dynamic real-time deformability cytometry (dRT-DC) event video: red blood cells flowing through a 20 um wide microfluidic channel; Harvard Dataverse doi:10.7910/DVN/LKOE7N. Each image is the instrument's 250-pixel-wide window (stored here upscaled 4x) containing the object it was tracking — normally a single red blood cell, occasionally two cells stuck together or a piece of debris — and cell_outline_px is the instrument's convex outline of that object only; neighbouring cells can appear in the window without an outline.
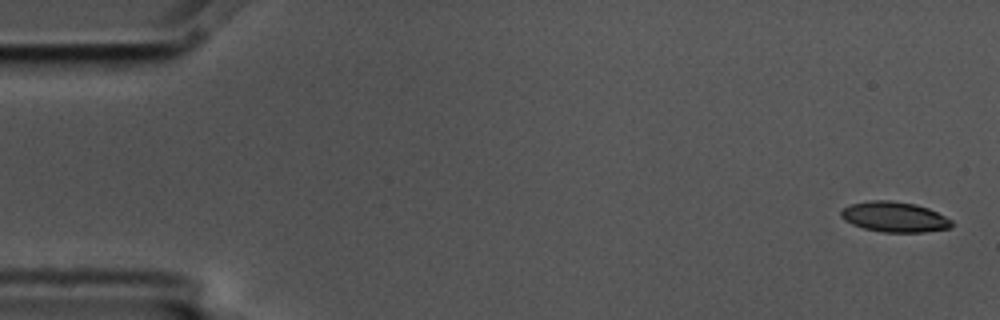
{"species": "common noctule bat (a hibernating species)", "species_latin": "Nyctalus noctula", "temperature_condition": "cold", "stored_images_in_passage": 4, "camera_frame_rate_fps": 3000, "um_per_image_px": 0.085, "animal": {"sex": "male", "body_mass_g": 17.5, "forearm_length_mm": 52.3}, "frame": {"image": 1, "passage_image": 1, "time_ms": 0.0, "image_size_px": [1000, 320], "cell_outline_px": [[952, 224], [948, 228], [924, 232], [884, 232], [864, 228], [852, 224], [844, 220], [840, 216], [840, 212], [844, 208], [852, 204], [872, 200], [888, 200], [916, 204], [928, 208], [952, 220]], "centroid_in_image_um": [76.01, 18.44], "position_along_channel_um": 9.0, "area_um2": 19.31}}
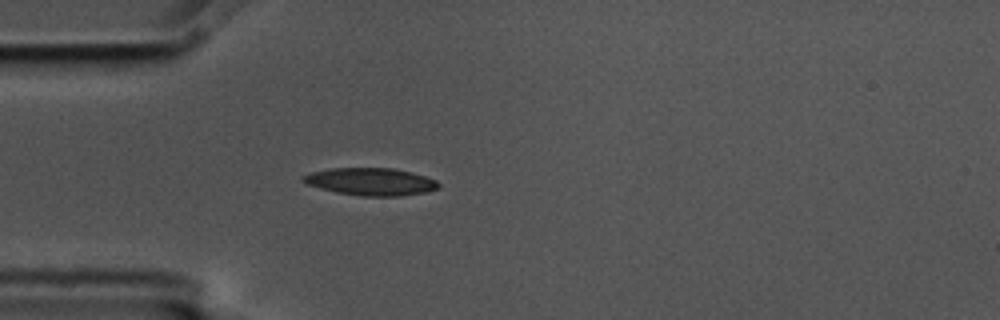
{"frame": {"image": 2, "passage_image": 4, "time_ms": 1.0, "image_size_px": [1000, 320], "cell_outline_px": [[440, 184], [436, 188], [424, 192], [400, 196], [360, 196], [336, 192], [320, 188], [308, 184], [300, 180], [300, 176], [312, 172], [332, 168], [392, 168], [412, 172], [436, 180]], "centroid_in_image_um": [31.48, 15.44], "position_along_channel_um": 53.5, "area_um2": 21.56}}